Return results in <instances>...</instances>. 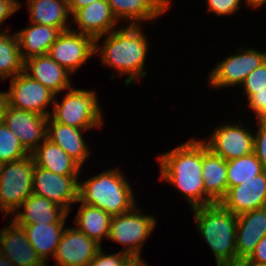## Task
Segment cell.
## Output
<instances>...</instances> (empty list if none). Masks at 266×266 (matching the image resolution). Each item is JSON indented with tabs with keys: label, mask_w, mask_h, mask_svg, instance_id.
<instances>
[{
	"label": "cell",
	"mask_w": 266,
	"mask_h": 266,
	"mask_svg": "<svg viewBox=\"0 0 266 266\" xmlns=\"http://www.w3.org/2000/svg\"><path fill=\"white\" fill-rule=\"evenodd\" d=\"M264 171L262 162L254 152L227 161V185L228 189L237 186L244 181Z\"/></svg>",
	"instance_id": "f546056e"
},
{
	"label": "cell",
	"mask_w": 266,
	"mask_h": 266,
	"mask_svg": "<svg viewBox=\"0 0 266 266\" xmlns=\"http://www.w3.org/2000/svg\"><path fill=\"white\" fill-rule=\"evenodd\" d=\"M208 11L218 16L234 14L240 8L241 0H208Z\"/></svg>",
	"instance_id": "836d02e7"
},
{
	"label": "cell",
	"mask_w": 266,
	"mask_h": 266,
	"mask_svg": "<svg viewBox=\"0 0 266 266\" xmlns=\"http://www.w3.org/2000/svg\"><path fill=\"white\" fill-rule=\"evenodd\" d=\"M101 245L76 228H66L57 246V266H89Z\"/></svg>",
	"instance_id": "5bb4252c"
},
{
	"label": "cell",
	"mask_w": 266,
	"mask_h": 266,
	"mask_svg": "<svg viewBox=\"0 0 266 266\" xmlns=\"http://www.w3.org/2000/svg\"><path fill=\"white\" fill-rule=\"evenodd\" d=\"M4 101L17 109L49 117L46 107L54 103L56 94L24 72L11 79L10 90L3 92Z\"/></svg>",
	"instance_id": "ba28073f"
},
{
	"label": "cell",
	"mask_w": 266,
	"mask_h": 266,
	"mask_svg": "<svg viewBox=\"0 0 266 266\" xmlns=\"http://www.w3.org/2000/svg\"><path fill=\"white\" fill-rule=\"evenodd\" d=\"M242 86L244 90L266 89V60L248 74Z\"/></svg>",
	"instance_id": "d6a6232c"
},
{
	"label": "cell",
	"mask_w": 266,
	"mask_h": 266,
	"mask_svg": "<svg viewBox=\"0 0 266 266\" xmlns=\"http://www.w3.org/2000/svg\"><path fill=\"white\" fill-rule=\"evenodd\" d=\"M192 210L198 231L212 249L217 266H237V216L220 202Z\"/></svg>",
	"instance_id": "3957f363"
},
{
	"label": "cell",
	"mask_w": 266,
	"mask_h": 266,
	"mask_svg": "<svg viewBox=\"0 0 266 266\" xmlns=\"http://www.w3.org/2000/svg\"><path fill=\"white\" fill-rule=\"evenodd\" d=\"M248 106L255 112L257 118L266 110V89L244 90Z\"/></svg>",
	"instance_id": "d590c367"
},
{
	"label": "cell",
	"mask_w": 266,
	"mask_h": 266,
	"mask_svg": "<svg viewBox=\"0 0 266 266\" xmlns=\"http://www.w3.org/2000/svg\"><path fill=\"white\" fill-rule=\"evenodd\" d=\"M0 266H16L12 261H10L7 257L0 254Z\"/></svg>",
	"instance_id": "60d3db41"
},
{
	"label": "cell",
	"mask_w": 266,
	"mask_h": 266,
	"mask_svg": "<svg viewBox=\"0 0 266 266\" xmlns=\"http://www.w3.org/2000/svg\"><path fill=\"white\" fill-rule=\"evenodd\" d=\"M226 124L217 127L204 142L216 155L229 161L254 152V135L242 126Z\"/></svg>",
	"instance_id": "4fadbf2b"
},
{
	"label": "cell",
	"mask_w": 266,
	"mask_h": 266,
	"mask_svg": "<svg viewBox=\"0 0 266 266\" xmlns=\"http://www.w3.org/2000/svg\"><path fill=\"white\" fill-rule=\"evenodd\" d=\"M264 236H266V206L237 216V266H241L251 255Z\"/></svg>",
	"instance_id": "2e32d148"
},
{
	"label": "cell",
	"mask_w": 266,
	"mask_h": 266,
	"mask_svg": "<svg viewBox=\"0 0 266 266\" xmlns=\"http://www.w3.org/2000/svg\"><path fill=\"white\" fill-rule=\"evenodd\" d=\"M242 51L228 56L212 70L209 75L212 88L242 85L248 74L266 60V52L249 48Z\"/></svg>",
	"instance_id": "7c38bea8"
},
{
	"label": "cell",
	"mask_w": 266,
	"mask_h": 266,
	"mask_svg": "<svg viewBox=\"0 0 266 266\" xmlns=\"http://www.w3.org/2000/svg\"><path fill=\"white\" fill-rule=\"evenodd\" d=\"M75 217L77 230L101 245L102 237L108 238L112 215L100 208L80 203Z\"/></svg>",
	"instance_id": "83f0119b"
},
{
	"label": "cell",
	"mask_w": 266,
	"mask_h": 266,
	"mask_svg": "<svg viewBox=\"0 0 266 266\" xmlns=\"http://www.w3.org/2000/svg\"><path fill=\"white\" fill-rule=\"evenodd\" d=\"M35 161L32 154L4 164L0 176V211L5 215L17 213L32 193Z\"/></svg>",
	"instance_id": "8992f818"
},
{
	"label": "cell",
	"mask_w": 266,
	"mask_h": 266,
	"mask_svg": "<svg viewBox=\"0 0 266 266\" xmlns=\"http://www.w3.org/2000/svg\"><path fill=\"white\" fill-rule=\"evenodd\" d=\"M4 164L3 162L0 161V176H1V173H2V170H3V167H4Z\"/></svg>",
	"instance_id": "ee69618b"
},
{
	"label": "cell",
	"mask_w": 266,
	"mask_h": 266,
	"mask_svg": "<svg viewBox=\"0 0 266 266\" xmlns=\"http://www.w3.org/2000/svg\"><path fill=\"white\" fill-rule=\"evenodd\" d=\"M202 177L205 196L212 202H220L228 191L227 161L214 154L203 141Z\"/></svg>",
	"instance_id": "7402d4cb"
},
{
	"label": "cell",
	"mask_w": 266,
	"mask_h": 266,
	"mask_svg": "<svg viewBox=\"0 0 266 266\" xmlns=\"http://www.w3.org/2000/svg\"><path fill=\"white\" fill-rule=\"evenodd\" d=\"M94 1L98 0H67L68 9L71 16L80 8L93 3Z\"/></svg>",
	"instance_id": "f35d334b"
},
{
	"label": "cell",
	"mask_w": 266,
	"mask_h": 266,
	"mask_svg": "<svg viewBox=\"0 0 266 266\" xmlns=\"http://www.w3.org/2000/svg\"><path fill=\"white\" fill-rule=\"evenodd\" d=\"M132 188L118 170H107L79 182L78 201L114 215L131 211L135 205Z\"/></svg>",
	"instance_id": "277c9868"
},
{
	"label": "cell",
	"mask_w": 266,
	"mask_h": 266,
	"mask_svg": "<svg viewBox=\"0 0 266 266\" xmlns=\"http://www.w3.org/2000/svg\"><path fill=\"white\" fill-rule=\"evenodd\" d=\"M136 266H148L144 262H139Z\"/></svg>",
	"instance_id": "f6af8a7d"
},
{
	"label": "cell",
	"mask_w": 266,
	"mask_h": 266,
	"mask_svg": "<svg viewBox=\"0 0 266 266\" xmlns=\"http://www.w3.org/2000/svg\"><path fill=\"white\" fill-rule=\"evenodd\" d=\"M61 33L60 28L35 23H31V26L15 33L23 60L48 54L50 46Z\"/></svg>",
	"instance_id": "cb8c5ba5"
},
{
	"label": "cell",
	"mask_w": 266,
	"mask_h": 266,
	"mask_svg": "<svg viewBox=\"0 0 266 266\" xmlns=\"http://www.w3.org/2000/svg\"><path fill=\"white\" fill-rule=\"evenodd\" d=\"M161 179L175 186L191 208L209 205L202 177L203 141L191 139L158 157Z\"/></svg>",
	"instance_id": "6da1fadb"
},
{
	"label": "cell",
	"mask_w": 266,
	"mask_h": 266,
	"mask_svg": "<svg viewBox=\"0 0 266 266\" xmlns=\"http://www.w3.org/2000/svg\"><path fill=\"white\" fill-rule=\"evenodd\" d=\"M135 206L124 214L114 215L111 219L108 238L121 243L126 248L123 251L138 262L141 260L140 252L145 239L153 232L156 225L155 217L141 214Z\"/></svg>",
	"instance_id": "52a82bcc"
},
{
	"label": "cell",
	"mask_w": 266,
	"mask_h": 266,
	"mask_svg": "<svg viewBox=\"0 0 266 266\" xmlns=\"http://www.w3.org/2000/svg\"><path fill=\"white\" fill-rule=\"evenodd\" d=\"M28 8L30 23L53 26L62 31L70 29L67 20L71 14L67 0H29Z\"/></svg>",
	"instance_id": "484cf974"
},
{
	"label": "cell",
	"mask_w": 266,
	"mask_h": 266,
	"mask_svg": "<svg viewBox=\"0 0 266 266\" xmlns=\"http://www.w3.org/2000/svg\"><path fill=\"white\" fill-rule=\"evenodd\" d=\"M65 223H52V224H32V225H19L21 226L27 236L31 246L40 256V258L47 262L48 255H55L57 246L60 243L61 236L65 230Z\"/></svg>",
	"instance_id": "4316f807"
},
{
	"label": "cell",
	"mask_w": 266,
	"mask_h": 266,
	"mask_svg": "<svg viewBox=\"0 0 266 266\" xmlns=\"http://www.w3.org/2000/svg\"><path fill=\"white\" fill-rule=\"evenodd\" d=\"M247 2V5L251 7H260L261 5H264L266 3V0H245V3Z\"/></svg>",
	"instance_id": "ab89813d"
},
{
	"label": "cell",
	"mask_w": 266,
	"mask_h": 266,
	"mask_svg": "<svg viewBox=\"0 0 266 266\" xmlns=\"http://www.w3.org/2000/svg\"><path fill=\"white\" fill-rule=\"evenodd\" d=\"M86 130L88 129H79L55 122L52 118L50 119V116L47 120V139L62 148L81 167L90 155L82 134V131Z\"/></svg>",
	"instance_id": "603a6c76"
},
{
	"label": "cell",
	"mask_w": 266,
	"mask_h": 266,
	"mask_svg": "<svg viewBox=\"0 0 266 266\" xmlns=\"http://www.w3.org/2000/svg\"><path fill=\"white\" fill-rule=\"evenodd\" d=\"M257 119L266 122V110Z\"/></svg>",
	"instance_id": "7bdbcfd3"
},
{
	"label": "cell",
	"mask_w": 266,
	"mask_h": 266,
	"mask_svg": "<svg viewBox=\"0 0 266 266\" xmlns=\"http://www.w3.org/2000/svg\"><path fill=\"white\" fill-rule=\"evenodd\" d=\"M220 203L236 216L266 206V170L228 189Z\"/></svg>",
	"instance_id": "9a60e30c"
},
{
	"label": "cell",
	"mask_w": 266,
	"mask_h": 266,
	"mask_svg": "<svg viewBox=\"0 0 266 266\" xmlns=\"http://www.w3.org/2000/svg\"><path fill=\"white\" fill-rule=\"evenodd\" d=\"M258 131L254 136V153L266 170V122L258 120Z\"/></svg>",
	"instance_id": "e575fe53"
},
{
	"label": "cell",
	"mask_w": 266,
	"mask_h": 266,
	"mask_svg": "<svg viewBox=\"0 0 266 266\" xmlns=\"http://www.w3.org/2000/svg\"><path fill=\"white\" fill-rule=\"evenodd\" d=\"M24 73L55 94L72 88L69 79L71 73L48 54L24 60Z\"/></svg>",
	"instance_id": "d6986e66"
},
{
	"label": "cell",
	"mask_w": 266,
	"mask_h": 266,
	"mask_svg": "<svg viewBox=\"0 0 266 266\" xmlns=\"http://www.w3.org/2000/svg\"><path fill=\"white\" fill-rule=\"evenodd\" d=\"M29 155L16 135L0 120V161L8 163Z\"/></svg>",
	"instance_id": "4dcf8cb0"
},
{
	"label": "cell",
	"mask_w": 266,
	"mask_h": 266,
	"mask_svg": "<svg viewBox=\"0 0 266 266\" xmlns=\"http://www.w3.org/2000/svg\"><path fill=\"white\" fill-rule=\"evenodd\" d=\"M24 72V60L19 49L16 34L9 36L0 32V79L6 80Z\"/></svg>",
	"instance_id": "f1b7e54d"
},
{
	"label": "cell",
	"mask_w": 266,
	"mask_h": 266,
	"mask_svg": "<svg viewBox=\"0 0 266 266\" xmlns=\"http://www.w3.org/2000/svg\"><path fill=\"white\" fill-rule=\"evenodd\" d=\"M107 2L118 21L127 19L130 20V25L153 20L168 11L171 5L170 0H107Z\"/></svg>",
	"instance_id": "44dd1931"
},
{
	"label": "cell",
	"mask_w": 266,
	"mask_h": 266,
	"mask_svg": "<svg viewBox=\"0 0 266 266\" xmlns=\"http://www.w3.org/2000/svg\"><path fill=\"white\" fill-rule=\"evenodd\" d=\"M241 266H266V264H261V265H241Z\"/></svg>",
	"instance_id": "bcb514c9"
},
{
	"label": "cell",
	"mask_w": 266,
	"mask_h": 266,
	"mask_svg": "<svg viewBox=\"0 0 266 266\" xmlns=\"http://www.w3.org/2000/svg\"><path fill=\"white\" fill-rule=\"evenodd\" d=\"M3 103H4V97L1 91L0 92V120H1V112H2Z\"/></svg>",
	"instance_id": "b9f144b4"
},
{
	"label": "cell",
	"mask_w": 266,
	"mask_h": 266,
	"mask_svg": "<svg viewBox=\"0 0 266 266\" xmlns=\"http://www.w3.org/2000/svg\"><path fill=\"white\" fill-rule=\"evenodd\" d=\"M77 180L78 175H58L35 165L32 190L34 194L47 198L69 214L71 203L78 201Z\"/></svg>",
	"instance_id": "30bf717a"
},
{
	"label": "cell",
	"mask_w": 266,
	"mask_h": 266,
	"mask_svg": "<svg viewBox=\"0 0 266 266\" xmlns=\"http://www.w3.org/2000/svg\"><path fill=\"white\" fill-rule=\"evenodd\" d=\"M71 17L80 27L76 32L89 35L98 42L105 34L112 32L118 23L107 0L94 1L78 9Z\"/></svg>",
	"instance_id": "e0dca14e"
},
{
	"label": "cell",
	"mask_w": 266,
	"mask_h": 266,
	"mask_svg": "<svg viewBox=\"0 0 266 266\" xmlns=\"http://www.w3.org/2000/svg\"><path fill=\"white\" fill-rule=\"evenodd\" d=\"M266 264V236L256 245L251 255L241 265H261Z\"/></svg>",
	"instance_id": "8d00e7d4"
},
{
	"label": "cell",
	"mask_w": 266,
	"mask_h": 266,
	"mask_svg": "<svg viewBox=\"0 0 266 266\" xmlns=\"http://www.w3.org/2000/svg\"><path fill=\"white\" fill-rule=\"evenodd\" d=\"M31 154L36 166L58 175H79L80 173L81 166L47 138Z\"/></svg>",
	"instance_id": "d4e9b609"
},
{
	"label": "cell",
	"mask_w": 266,
	"mask_h": 266,
	"mask_svg": "<svg viewBox=\"0 0 266 266\" xmlns=\"http://www.w3.org/2000/svg\"><path fill=\"white\" fill-rule=\"evenodd\" d=\"M68 91L62 103L54 100V111L50 113V118L55 122L79 129L101 127L103 115L95 92L74 88Z\"/></svg>",
	"instance_id": "5b68a950"
},
{
	"label": "cell",
	"mask_w": 266,
	"mask_h": 266,
	"mask_svg": "<svg viewBox=\"0 0 266 266\" xmlns=\"http://www.w3.org/2000/svg\"><path fill=\"white\" fill-rule=\"evenodd\" d=\"M1 120L29 154L47 138L46 116L14 108L4 101Z\"/></svg>",
	"instance_id": "9c48e42d"
},
{
	"label": "cell",
	"mask_w": 266,
	"mask_h": 266,
	"mask_svg": "<svg viewBox=\"0 0 266 266\" xmlns=\"http://www.w3.org/2000/svg\"><path fill=\"white\" fill-rule=\"evenodd\" d=\"M95 54V39L73 29L62 31L48 55L71 74Z\"/></svg>",
	"instance_id": "8fae6325"
},
{
	"label": "cell",
	"mask_w": 266,
	"mask_h": 266,
	"mask_svg": "<svg viewBox=\"0 0 266 266\" xmlns=\"http://www.w3.org/2000/svg\"><path fill=\"white\" fill-rule=\"evenodd\" d=\"M24 212L15 213L12 220L18 225L65 223L68 213L47 198L32 193L22 203Z\"/></svg>",
	"instance_id": "ffe728a7"
},
{
	"label": "cell",
	"mask_w": 266,
	"mask_h": 266,
	"mask_svg": "<svg viewBox=\"0 0 266 266\" xmlns=\"http://www.w3.org/2000/svg\"><path fill=\"white\" fill-rule=\"evenodd\" d=\"M18 0H0V25L22 5Z\"/></svg>",
	"instance_id": "74e56055"
},
{
	"label": "cell",
	"mask_w": 266,
	"mask_h": 266,
	"mask_svg": "<svg viewBox=\"0 0 266 266\" xmlns=\"http://www.w3.org/2000/svg\"><path fill=\"white\" fill-rule=\"evenodd\" d=\"M139 262L132 259L124 252L105 255L103 249H99L89 266H136Z\"/></svg>",
	"instance_id": "1f68e13d"
},
{
	"label": "cell",
	"mask_w": 266,
	"mask_h": 266,
	"mask_svg": "<svg viewBox=\"0 0 266 266\" xmlns=\"http://www.w3.org/2000/svg\"><path fill=\"white\" fill-rule=\"evenodd\" d=\"M141 31L139 25H127L108 33L102 48L95 41V54L100 52L104 65H109L121 75L128 74L127 85L147 74L143 67L149 46Z\"/></svg>",
	"instance_id": "7a4b0ae2"
},
{
	"label": "cell",
	"mask_w": 266,
	"mask_h": 266,
	"mask_svg": "<svg viewBox=\"0 0 266 266\" xmlns=\"http://www.w3.org/2000/svg\"><path fill=\"white\" fill-rule=\"evenodd\" d=\"M12 224L0 231V254L16 266H46L27 239L24 229L11 220Z\"/></svg>",
	"instance_id": "ac0fdd59"
}]
</instances>
